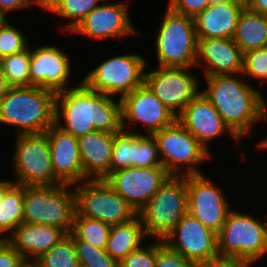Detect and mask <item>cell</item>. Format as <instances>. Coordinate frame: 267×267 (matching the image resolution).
I'll return each mask as SVG.
<instances>
[{
  "mask_svg": "<svg viewBox=\"0 0 267 267\" xmlns=\"http://www.w3.org/2000/svg\"><path fill=\"white\" fill-rule=\"evenodd\" d=\"M111 97L90 89L83 81L56 92L55 124L77 138L95 130L118 133L122 130L121 100ZM61 118L66 125L60 124Z\"/></svg>",
  "mask_w": 267,
  "mask_h": 267,
  "instance_id": "6da1fadb",
  "label": "cell"
},
{
  "mask_svg": "<svg viewBox=\"0 0 267 267\" xmlns=\"http://www.w3.org/2000/svg\"><path fill=\"white\" fill-rule=\"evenodd\" d=\"M208 87L201 93L210 101L224 123L241 140L251 126L267 120V103L263 96L235 74L205 77Z\"/></svg>",
  "mask_w": 267,
  "mask_h": 267,
  "instance_id": "7a4b0ae2",
  "label": "cell"
},
{
  "mask_svg": "<svg viewBox=\"0 0 267 267\" xmlns=\"http://www.w3.org/2000/svg\"><path fill=\"white\" fill-rule=\"evenodd\" d=\"M56 92L44 87H11L0 98V123L18 134L45 133L55 123Z\"/></svg>",
  "mask_w": 267,
  "mask_h": 267,
  "instance_id": "3957f363",
  "label": "cell"
},
{
  "mask_svg": "<svg viewBox=\"0 0 267 267\" xmlns=\"http://www.w3.org/2000/svg\"><path fill=\"white\" fill-rule=\"evenodd\" d=\"M67 183L24 186L23 223L46 224L72 232L75 193ZM70 190V191H69Z\"/></svg>",
  "mask_w": 267,
  "mask_h": 267,
  "instance_id": "277c9868",
  "label": "cell"
},
{
  "mask_svg": "<svg viewBox=\"0 0 267 267\" xmlns=\"http://www.w3.org/2000/svg\"><path fill=\"white\" fill-rule=\"evenodd\" d=\"M187 213V175H170L138 212L146 235L163 241Z\"/></svg>",
  "mask_w": 267,
  "mask_h": 267,
  "instance_id": "5b68a950",
  "label": "cell"
},
{
  "mask_svg": "<svg viewBox=\"0 0 267 267\" xmlns=\"http://www.w3.org/2000/svg\"><path fill=\"white\" fill-rule=\"evenodd\" d=\"M155 43L159 67H195L198 40L193 17L167 7Z\"/></svg>",
  "mask_w": 267,
  "mask_h": 267,
  "instance_id": "8992f818",
  "label": "cell"
},
{
  "mask_svg": "<svg viewBox=\"0 0 267 267\" xmlns=\"http://www.w3.org/2000/svg\"><path fill=\"white\" fill-rule=\"evenodd\" d=\"M74 185L78 215L100 220L110 226L127 223L138 215L104 179L84 180Z\"/></svg>",
  "mask_w": 267,
  "mask_h": 267,
  "instance_id": "52a82bcc",
  "label": "cell"
},
{
  "mask_svg": "<svg viewBox=\"0 0 267 267\" xmlns=\"http://www.w3.org/2000/svg\"><path fill=\"white\" fill-rule=\"evenodd\" d=\"M217 251L219 256L256 262L267 254L264 223L248 214L230 210L217 234Z\"/></svg>",
  "mask_w": 267,
  "mask_h": 267,
  "instance_id": "ba28073f",
  "label": "cell"
},
{
  "mask_svg": "<svg viewBox=\"0 0 267 267\" xmlns=\"http://www.w3.org/2000/svg\"><path fill=\"white\" fill-rule=\"evenodd\" d=\"M153 137L161 155V164L170 175L202 174L197 165L210 159L211 155L177 120L154 133ZM180 165H187L186 171L181 170Z\"/></svg>",
  "mask_w": 267,
  "mask_h": 267,
  "instance_id": "9c48e42d",
  "label": "cell"
},
{
  "mask_svg": "<svg viewBox=\"0 0 267 267\" xmlns=\"http://www.w3.org/2000/svg\"><path fill=\"white\" fill-rule=\"evenodd\" d=\"M14 155L17 182L22 186L62 183L54 174L46 133L18 134Z\"/></svg>",
  "mask_w": 267,
  "mask_h": 267,
  "instance_id": "30bf717a",
  "label": "cell"
},
{
  "mask_svg": "<svg viewBox=\"0 0 267 267\" xmlns=\"http://www.w3.org/2000/svg\"><path fill=\"white\" fill-rule=\"evenodd\" d=\"M146 64L140 55L122 54L99 64L82 81L96 92L122 98L144 83Z\"/></svg>",
  "mask_w": 267,
  "mask_h": 267,
  "instance_id": "8fae6325",
  "label": "cell"
},
{
  "mask_svg": "<svg viewBox=\"0 0 267 267\" xmlns=\"http://www.w3.org/2000/svg\"><path fill=\"white\" fill-rule=\"evenodd\" d=\"M188 69L160 67L145 73L144 83L176 117L200 93L199 80Z\"/></svg>",
  "mask_w": 267,
  "mask_h": 267,
  "instance_id": "7c38bea8",
  "label": "cell"
},
{
  "mask_svg": "<svg viewBox=\"0 0 267 267\" xmlns=\"http://www.w3.org/2000/svg\"><path fill=\"white\" fill-rule=\"evenodd\" d=\"M229 203L211 180L202 174L187 175V212L218 234L230 211Z\"/></svg>",
  "mask_w": 267,
  "mask_h": 267,
  "instance_id": "4fadbf2b",
  "label": "cell"
},
{
  "mask_svg": "<svg viewBox=\"0 0 267 267\" xmlns=\"http://www.w3.org/2000/svg\"><path fill=\"white\" fill-rule=\"evenodd\" d=\"M170 174L164 167H128L110 173L104 180L138 213Z\"/></svg>",
  "mask_w": 267,
  "mask_h": 267,
  "instance_id": "5bb4252c",
  "label": "cell"
},
{
  "mask_svg": "<svg viewBox=\"0 0 267 267\" xmlns=\"http://www.w3.org/2000/svg\"><path fill=\"white\" fill-rule=\"evenodd\" d=\"M163 242L198 266L218 256L217 234L188 212Z\"/></svg>",
  "mask_w": 267,
  "mask_h": 267,
  "instance_id": "9a60e30c",
  "label": "cell"
},
{
  "mask_svg": "<svg viewBox=\"0 0 267 267\" xmlns=\"http://www.w3.org/2000/svg\"><path fill=\"white\" fill-rule=\"evenodd\" d=\"M120 100L122 129H125L127 120L136 122L135 124L139 121L144 124L147 134L153 135L176 120V116L159 101L145 83Z\"/></svg>",
  "mask_w": 267,
  "mask_h": 267,
  "instance_id": "2e32d148",
  "label": "cell"
},
{
  "mask_svg": "<svg viewBox=\"0 0 267 267\" xmlns=\"http://www.w3.org/2000/svg\"><path fill=\"white\" fill-rule=\"evenodd\" d=\"M176 120L186 128L208 151L207 143L229 131L237 141H241L224 123L222 117L210 101L200 92L176 117Z\"/></svg>",
  "mask_w": 267,
  "mask_h": 267,
  "instance_id": "e0dca14e",
  "label": "cell"
},
{
  "mask_svg": "<svg viewBox=\"0 0 267 267\" xmlns=\"http://www.w3.org/2000/svg\"><path fill=\"white\" fill-rule=\"evenodd\" d=\"M55 176L67 184L84 181L78 138L62 130L55 123L45 131Z\"/></svg>",
  "mask_w": 267,
  "mask_h": 267,
  "instance_id": "ac0fdd59",
  "label": "cell"
},
{
  "mask_svg": "<svg viewBox=\"0 0 267 267\" xmlns=\"http://www.w3.org/2000/svg\"><path fill=\"white\" fill-rule=\"evenodd\" d=\"M30 53V86L55 92L68 89L70 61L64 52L56 46H41Z\"/></svg>",
  "mask_w": 267,
  "mask_h": 267,
  "instance_id": "d6986e66",
  "label": "cell"
},
{
  "mask_svg": "<svg viewBox=\"0 0 267 267\" xmlns=\"http://www.w3.org/2000/svg\"><path fill=\"white\" fill-rule=\"evenodd\" d=\"M244 8L240 0H213L193 17L197 39L233 38Z\"/></svg>",
  "mask_w": 267,
  "mask_h": 267,
  "instance_id": "ffe728a7",
  "label": "cell"
},
{
  "mask_svg": "<svg viewBox=\"0 0 267 267\" xmlns=\"http://www.w3.org/2000/svg\"><path fill=\"white\" fill-rule=\"evenodd\" d=\"M197 40L195 66H201L203 62L207 64H205L204 69L205 77L228 74L242 75L244 54L235 44L233 38Z\"/></svg>",
  "mask_w": 267,
  "mask_h": 267,
  "instance_id": "44dd1931",
  "label": "cell"
},
{
  "mask_svg": "<svg viewBox=\"0 0 267 267\" xmlns=\"http://www.w3.org/2000/svg\"><path fill=\"white\" fill-rule=\"evenodd\" d=\"M125 3L101 4L93 9L71 32L89 37H119L134 33Z\"/></svg>",
  "mask_w": 267,
  "mask_h": 267,
  "instance_id": "7402d4cb",
  "label": "cell"
},
{
  "mask_svg": "<svg viewBox=\"0 0 267 267\" xmlns=\"http://www.w3.org/2000/svg\"><path fill=\"white\" fill-rule=\"evenodd\" d=\"M1 236L25 260L38 259L56 245L65 235L62 229L46 224H20L11 234Z\"/></svg>",
  "mask_w": 267,
  "mask_h": 267,
  "instance_id": "603a6c76",
  "label": "cell"
},
{
  "mask_svg": "<svg viewBox=\"0 0 267 267\" xmlns=\"http://www.w3.org/2000/svg\"><path fill=\"white\" fill-rule=\"evenodd\" d=\"M114 134L95 130L78 137L84 180L105 179L110 174Z\"/></svg>",
  "mask_w": 267,
  "mask_h": 267,
  "instance_id": "cb8c5ba5",
  "label": "cell"
},
{
  "mask_svg": "<svg viewBox=\"0 0 267 267\" xmlns=\"http://www.w3.org/2000/svg\"><path fill=\"white\" fill-rule=\"evenodd\" d=\"M145 235L146 232L139 215L127 223L113 225L110 228L106 252L114 260L120 262L141 246L142 241L146 240Z\"/></svg>",
  "mask_w": 267,
  "mask_h": 267,
  "instance_id": "d4e9b609",
  "label": "cell"
},
{
  "mask_svg": "<svg viewBox=\"0 0 267 267\" xmlns=\"http://www.w3.org/2000/svg\"><path fill=\"white\" fill-rule=\"evenodd\" d=\"M233 40L243 54L267 47V16L245 7L239 16Z\"/></svg>",
  "mask_w": 267,
  "mask_h": 267,
  "instance_id": "484cf974",
  "label": "cell"
},
{
  "mask_svg": "<svg viewBox=\"0 0 267 267\" xmlns=\"http://www.w3.org/2000/svg\"><path fill=\"white\" fill-rule=\"evenodd\" d=\"M24 186L2 180L0 203V236L13 232L23 223ZM1 239V237H0Z\"/></svg>",
  "mask_w": 267,
  "mask_h": 267,
  "instance_id": "4316f807",
  "label": "cell"
},
{
  "mask_svg": "<svg viewBox=\"0 0 267 267\" xmlns=\"http://www.w3.org/2000/svg\"><path fill=\"white\" fill-rule=\"evenodd\" d=\"M111 226L100 220L78 215L75 212L72 233L93 247L106 249Z\"/></svg>",
  "mask_w": 267,
  "mask_h": 267,
  "instance_id": "83f0119b",
  "label": "cell"
},
{
  "mask_svg": "<svg viewBox=\"0 0 267 267\" xmlns=\"http://www.w3.org/2000/svg\"><path fill=\"white\" fill-rule=\"evenodd\" d=\"M30 46L25 50L0 59V64L11 87L30 86Z\"/></svg>",
  "mask_w": 267,
  "mask_h": 267,
  "instance_id": "f1b7e54d",
  "label": "cell"
},
{
  "mask_svg": "<svg viewBox=\"0 0 267 267\" xmlns=\"http://www.w3.org/2000/svg\"><path fill=\"white\" fill-rule=\"evenodd\" d=\"M35 261L39 267H80L74 240L69 234Z\"/></svg>",
  "mask_w": 267,
  "mask_h": 267,
  "instance_id": "f546056e",
  "label": "cell"
},
{
  "mask_svg": "<svg viewBox=\"0 0 267 267\" xmlns=\"http://www.w3.org/2000/svg\"><path fill=\"white\" fill-rule=\"evenodd\" d=\"M134 166L140 168L163 167L153 135L132 131V167Z\"/></svg>",
  "mask_w": 267,
  "mask_h": 267,
  "instance_id": "4dcf8cb0",
  "label": "cell"
},
{
  "mask_svg": "<svg viewBox=\"0 0 267 267\" xmlns=\"http://www.w3.org/2000/svg\"><path fill=\"white\" fill-rule=\"evenodd\" d=\"M98 2L99 0H52L45 9L73 19L66 26V29L72 31L93 9L99 6Z\"/></svg>",
  "mask_w": 267,
  "mask_h": 267,
  "instance_id": "1f68e13d",
  "label": "cell"
},
{
  "mask_svg": "<svg viewBox=\"0 0 267 267\" xmlns=\"http://www.w3.org/2000/svg\"><path fill=\"white\" fill-rule=\"evenodd\" d=\"M76 254L81 267H120L118 261L114 260L106 249L93 247L90 243L78 239L72 232Z\"/></svg>",
  "mask_w": 267,
  "mask_h": 267,
  "instance_id": "d6a6232c",
  "label": "cell"
},
{
  "mask_svg": "<svg viewBox=\"0 0 267 267\" xmlns=\"http://www.w3.org/2000/svg\"><path fill=\"white\" fill-rule=\"evenodd\" d=\"M128 167H132V129L125 128L114 134L110 173Z\"/></svg>",
  "mask_w": 267,
  "mask_h": 267,
  "instance_id": "836d02e7",
  "label": "cell"
},
{
  "mask_svg": "<svg viewBox=\"0 0 267 267\" xmlns=\"http://www.w3.org/2000/svg\"><path fill=\"white\" fill-rule=\"evenodd\" d=\"M29 45L20 30L6 19L0 21V59L25 50Z\"/></svg>",
  "mask_w": 267,
  "mask_h": 267,
  "instance_id": "e575fe53",
  "label": "cell"
},
{
  "mask_svg": "<svg viewBox=\"0 0 267 267\" xmlns=\"http://www.w3.org/2000/svg\"><path fill=\"white\" fill-rule=\"evenodd\" d=\"M259 79H267V47L244 53L243 73Z\"/></svg>",
  "mask_w": 267,
  "mask_h": 267,
  "instance_id": "d590c367",
  "label": "cell"
},
{
  "mask_svg": "<svg viewBox=\"0 0 267 267\" xmlns=\"http://www.w3.org/2000/svg\"><path fill=\"white\" fill-rule=\"evenodd\" d=\"M155 267H199L194 261L185 258L179 252L171 249L165 242H156Z\"/></svg>",
  "mask_w": 267,
  "mask_h": 267,
  "instance_id": "8d00e7d4",
  "label": "cell"
},
{
  "mask_svg": "<svg viewBox=\"0 0 267 267\" xmlns=\"http://www.w3.org/2000/svg\"><path fill=\"white\" fill-rule=\"evenodd\" d=\"M119 264L120 267H155L156 243L140 246L123 258Z\"/></svg>",
  "mask_w": 267,
  "mask_h": 267,
  "instance_id": "74e56055",
  "label": "cell"
},
{
  "mask_svg": "<svg viewBox=\"0 0 267 267\" xmlns=\"http://www.w3.org/2000/svg\"><path fill=\"white\" fill-rule=\"evenodd\" d=\"M213 0H169L168 8L176 13L195 17L204 11Z\"/></svg>",
  "mask_w": 267,
  "mask_h": 267,
  "instance_id": "f35d334b",
  "label": "cell"
},
{
  "mask_svg": "<svg viewBox=\"0 0 267 267\" xmlns=\"http://www.w3.org/2000/svg\"><path fill=\"white\" fill-rule=\"evenodd\" d=\"M24 260L6 239H0V267H19Z\"/></svg>",
  "mask_w": 267,
  "mask_h": 267,
  "instance_id": "ab89813d",
  "label": "cell"
},
{
  "mask_svg": "<svg viewBox=\"0 0 267 267\" xmlns=\"http://www.w3.org/2000/svg\"><path fill=\"white\" fill-rule=\"evenodd\" d=\"M252 263L246 259L238 257L216 256L209 262H205L199 267H249Z\"/></svg>",
  "mask_w": 267,
  "mask_h": 267,
  "instance_id": "60d3db41",
  "label": "cell"
},
{
  "mask_svg": "<svg viewBox=\"0 0 267 267\" xmlns=\"http://www.w3.org/2000/svg\"><path fill=\"white\" fill-rule=\"evenodd\" d=\"M32 0H0V17L2 19L7 18V13L14 12L20 8L30 7ZM39 5L38 0H33Z\"/></svg>",
  "mask_w": 267,
  "mask_h": 267,
  "instance_id": "b9f144b4",
  "label": "cell"
},
{
  "mask_svg": "<svg viewBox=\"0 0 267 267\" xmlns=\"http://www.w3.org/2000/svg\"><path fill=\"white\" fill-rule=\"evenodd\" d=\"M245 7L252 12L267 16V0H247Z\"/></svg>",
  "mask_w": 267,
  "mask_h": 267,
  "instance_id": "7bdbcfd3",
  "label": "cell"
},
{
  "mask_svg": "<svg viewBox=\"0 0 267 267\" xmlns=\"http://www.w3.org/2000/svg\"><path fill=\"white\" fill-rule=\"evenodd\" d=\"M11 86L9 85L7 78L4 74V71L2 70L1 64H0V98L10 90Z\"/></svg>",
  "mask_w": 267,
  "mask_h": 267,
  "instance_id": "ee69618b",
  "label": "cell"
},
{
  "mask_svg": "<svg viewBox=\"0 0 267 267\" xmlns=\"http://www.w3.org/2000/svg\"><path fill=\"white\" fill-rule=\"evenodd\" d=\"M31 262V263H30ZM19 267H39L38 263L34 260H24Z\"/></svg>",
  "mask_w": 267,
  "mask_h": 267,
  "instance_id": "f6af8a7d",
  "label": "cell"
},
{
  "mask_svg": "<svg viewBox=\"0 0 267 267\" xmlns=\"http://www.w3.org/2000/svg\"><path fill=\"white\" fill-rule=\"evenodd\" d=\"M52 0H38L39 6L45 8Z\"/></svg>",
  "mask_w": 267,
  "mask_h": 267,
  "instance_id": "bcb514c9",
  "label": "cell"
},
{
  "mask_svg": "<svg viewBox=\"0 0 267 267\" xmlns=\"http://www.w3.org/2000/svg\"><path fill=\"white\" fill-rule=\"evenodd\" d=\"M258 146L262 147L263 149L267 148V137L264 140L262 139Z\"/></svg>",
  "mask_w": 267,
  "mask_h": 267,
  "instance_id": "7dc6e473",
  "label": "cell"
},
{
  "mask_svg": "<svg viewBox=\"0 0 267 267\" xmlns=\"http://www.w3.org/2000/svg\"><path fill=\"white\" fill-rule=\"evenodd\" d=\"M264 230H265V239H266V242H267V220H266V222H264Z\"/></svg>",
  "mask_w": 267,
  "mask_h": 267,
  "instance_id": "c3c4849f",
  "label": "cell"
},
{
  "mask_svg": "<svg viewBox=\"0 0 267 267\" xmlns=\"http://www.w3.org/2000/svg\"><path fill=\"white\" fill-rule=\"evenodd\" d=\"M2 200V180H0V203Z\"/></svg>",
  "mask_w": 267,
  "mask_h": 267,
  "instance_id": "681fc988",
  "label": "cell"
}]
</instances>
